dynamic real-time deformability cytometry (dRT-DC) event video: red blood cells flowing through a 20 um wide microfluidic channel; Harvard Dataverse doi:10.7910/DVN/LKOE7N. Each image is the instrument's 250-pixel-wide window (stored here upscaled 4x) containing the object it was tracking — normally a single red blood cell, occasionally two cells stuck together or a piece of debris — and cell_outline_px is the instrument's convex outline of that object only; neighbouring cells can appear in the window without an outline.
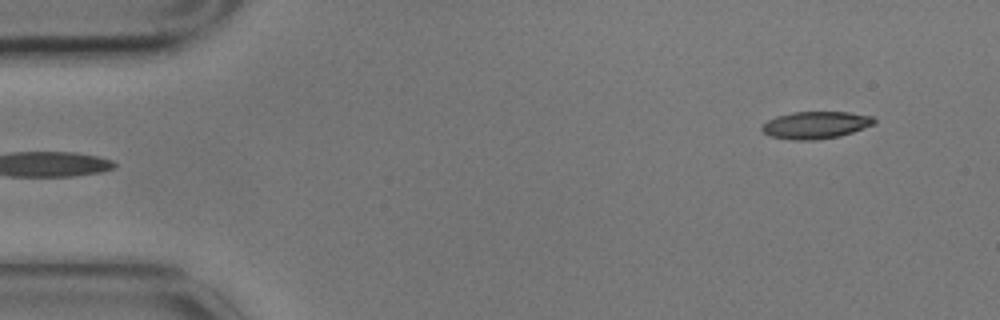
{"species": "common noctule bat (a hibernating species)", "species_latin": "Nyctalus noctula", "temperature_condition": "cold", "stored_images_in_passage": 3, "camera_frame_rate_fps": 3000, "um_per_image_px": 0.085, "animal": {"sex": "male", "body_mass_g": 17.9}, "frame": {"image": 1, "passage_image": 3, "time_ms": 0.667, "image_size_px": [1000, 320], "cell_outline_px": [[876, 124], [840, 136], [816, 140], [792, 140], [772, 136], [764, 132], [760, 128], [768, 120], [776, 116], [792, 112], [848, 112], [872, 116], [876, 120]], "centroid_in_image_um": [69.36, 10.62], "position_along_channel_um": 15.6, "area_um2": 17.8}}